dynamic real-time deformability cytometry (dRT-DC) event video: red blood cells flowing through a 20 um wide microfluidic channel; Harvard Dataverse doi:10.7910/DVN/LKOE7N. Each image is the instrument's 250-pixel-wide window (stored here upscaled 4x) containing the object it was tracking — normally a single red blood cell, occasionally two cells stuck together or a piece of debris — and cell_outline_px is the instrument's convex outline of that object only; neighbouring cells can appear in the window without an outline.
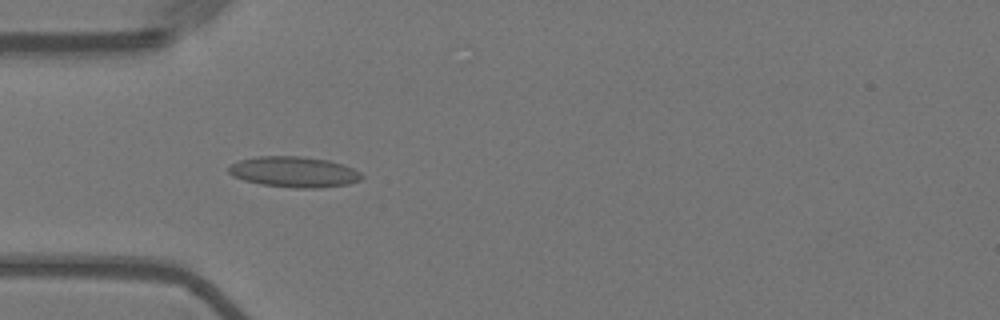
{"species": "Egyptian fruit bat (a non-hibernating species)", "species_latin": "Rousettus aegyptiacus", "temperature_condition": "warm", "stored_images_in_passage": 49, "camera_frame_rate_fps": 3000, "um_per_image_px": 0.085, "animal": {"sex": "female"}, "frame": {"image": 1, "passage_image": 14, "time_ms": 4.333, "image_size_px": [1000, 320], "cell_outline_px": [[364, 176], [360, 180], [348, 184], [320, 188], [292, 188], [260, 184], [244, 180], [232, 176], [228, 172], [228, 168], [232, 164], [240, 160], [256, 156], [300, 156], [328, 160], [344, 164], [360, 172]], "centroid_in_image_um": [25.0, 14.61], "position_along_channel_um": 60.0, "area_um2": 23.93}}
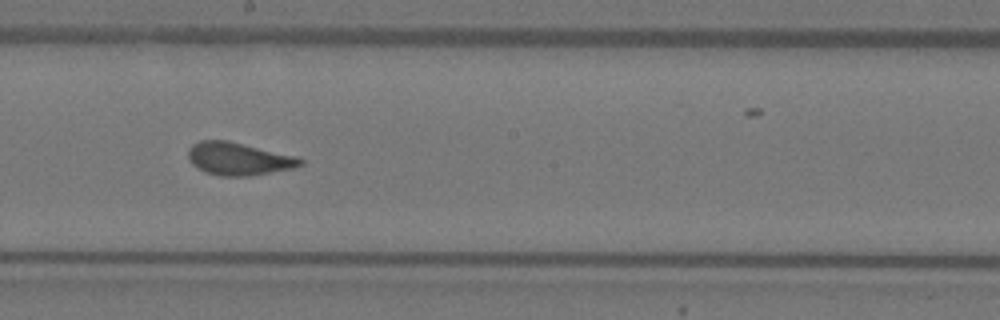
{"frame": {"image": 2, "passage_image": 28, "time_ms": 9.0, "image_size_px": [1000, 320], "cell_outline_px": [[304, 164], [296, 168], [252, 176], [220, 176], [204, 172], [192, 164], [188, 160], [188, 148], [192, 144], [200, 140], [228, 140], [296, 156], [304, 160]], "centroid_in_image_um": [20.29, 13.5], "position_along_channel_um": 227.9, "area_um2": 21.73}}
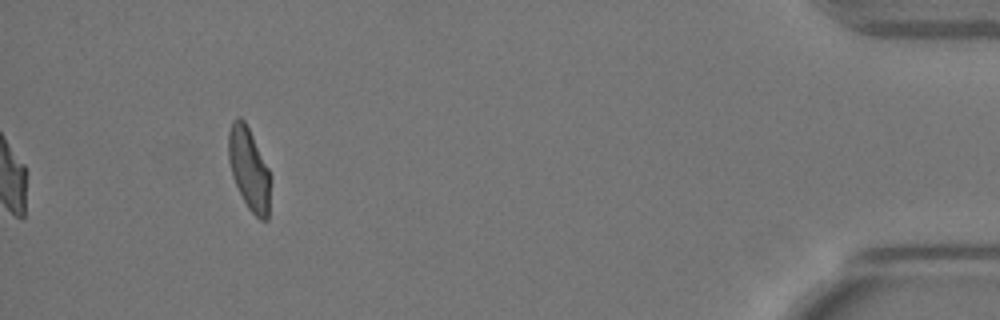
{"frame": {"image": 3, "passage_image": 49, "time_ms": 16.0, "image_size_px": [1000, 320], "cell_outline_px": [[268, 220], [260, 220], [248, 208], [232, 176], [228, 160], [228, 132], [232, 120], [236, 116], [240, 116], [244, 120], [268, 168]], "centroid_in_image_um": [21.11, 14.3], "position_along_channel_um": 414.1, "area_um2": 19.54}, "authors_computed_cell_mechanics": {"area_um2": 21.4438, "velocity_mm_per_s": 3.6187, "shape_relaxation_time_tau1_ms": null, "shape_relaxation_time_tau2_ms": 0.6752, "deformation_change_tau1": null, "deformation_change_tau2": 0.0547}}